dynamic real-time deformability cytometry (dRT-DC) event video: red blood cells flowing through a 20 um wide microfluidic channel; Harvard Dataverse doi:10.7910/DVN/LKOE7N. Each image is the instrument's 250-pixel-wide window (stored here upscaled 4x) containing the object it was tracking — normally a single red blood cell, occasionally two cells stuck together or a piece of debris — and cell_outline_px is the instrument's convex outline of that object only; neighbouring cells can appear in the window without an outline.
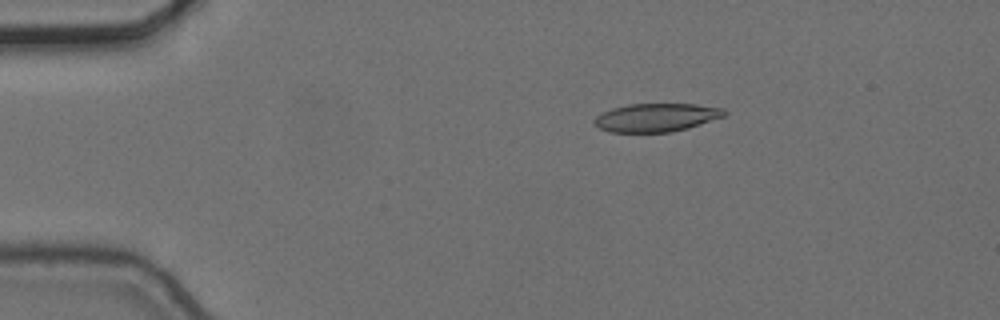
{"species": "common noctule bat (a hibernating species)", "species_latin": "Nyctalus noctula", "temperature_condition": "cold", "stored_images_in_passage": 3, "camera_frame_rate_fps": 3000, "um_per_image_px": 0.085, "animal": {"sex": "female", "body_mass_g": 24.6, "forearm_length_mm": 56.2}, "frame": {"image": 1, "passage_image": 1, "time_ms": 0.0, "image_size_px": [1000, 320], "cell_outline_px": [[728, 112], [724, 116], [688, 128], [672, 132], [608, 132], [600, 128], [592, 120], [596, 116], [612, 108], [628, 104], [696, 104], [724, 108]], "centroid_in_image_um": [55.8, 9.98], "position_along_channel_um": 29.2, "area_um2": 21.44}}